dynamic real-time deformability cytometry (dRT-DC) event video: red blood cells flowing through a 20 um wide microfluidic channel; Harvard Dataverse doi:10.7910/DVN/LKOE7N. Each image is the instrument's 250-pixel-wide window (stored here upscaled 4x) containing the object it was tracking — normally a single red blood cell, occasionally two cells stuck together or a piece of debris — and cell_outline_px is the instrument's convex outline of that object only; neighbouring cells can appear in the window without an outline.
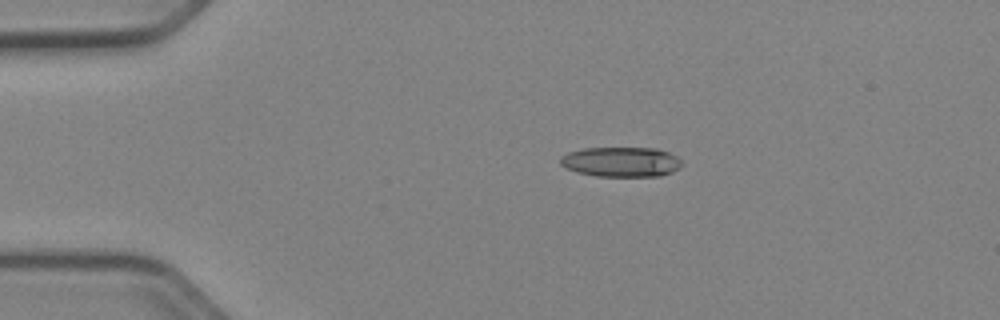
{"species": "Egyptian fruit bat (a non-hibernating species)", "species_latin": "Rousettus aegyptiacus", "temperature_condition": "cold", "stored_images_in_passage": 51, "camera_frame_rate_fps": 3000, "um_per_image_px": 0.085, "animal": {"sex": "female"}, "frame": {"image": 1, "passage_image": 10, "time_ms": 3.0, "image_size_px": [1000, 320], "cell_outline_px": [[684, 164], [680, 168], [672, 172], [660, 176], [596, 176], [576, 172], [560, 164], [560, 156], [568, 152], [584, 148], [656, 148], [668, 152], [676, 156]], "centroid_in_image_um": [52.81, 13.76], "position_along_channel_um": 32.2, "area_um2": 21.27}}
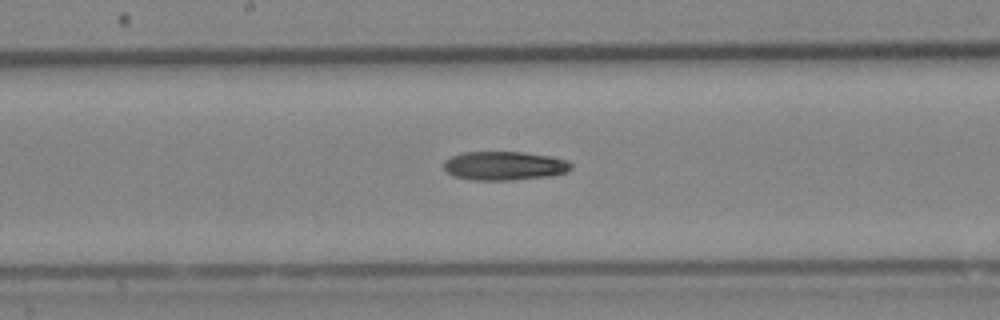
{"frame": {"image": 2, "passage_image": 27, "time_ms": 8.667, "image_size_px": [1000, 320], "cell_outline_px": [[572, 168], [568, 172], [552, 176], [512, 180], [476, 180], [452, 176], [444, 168], [444, 160], [452, 156], [464, 152], [524, 152], [552, 156], [568, 160], [572, 164]], "centroid_in_image_um": [42.92, 14.09], "position_along_channel_um": 205.3, "area_um2": 21.62}}
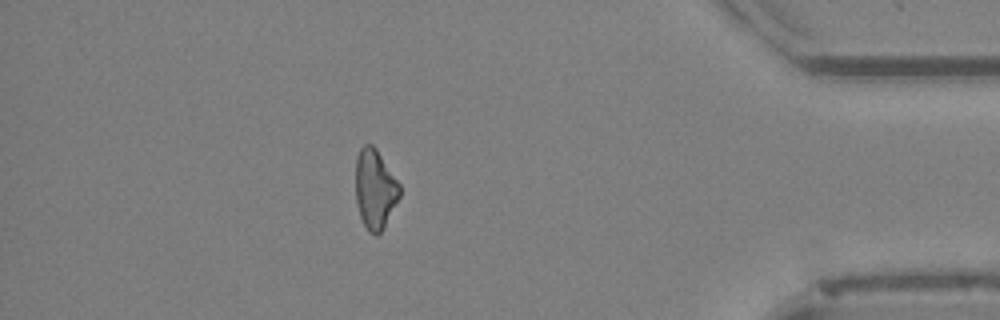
{"frame": {"image": 3, "passage_image": 45, "time_ms": 14.667, "image_size_px": [1000, 320], "cell_outline_px": [[400, 196], [384, 228], [376, 236], [368, 232], [360, 216], [356, 204], [356, 156], [360, 148], [364, 144], [372, 144], [376, 148], [400, 184]], "centroid_in_image_um": [31.87, 16.08], "position_along_channel_um": 403.3, "area_um2": 20.52}}